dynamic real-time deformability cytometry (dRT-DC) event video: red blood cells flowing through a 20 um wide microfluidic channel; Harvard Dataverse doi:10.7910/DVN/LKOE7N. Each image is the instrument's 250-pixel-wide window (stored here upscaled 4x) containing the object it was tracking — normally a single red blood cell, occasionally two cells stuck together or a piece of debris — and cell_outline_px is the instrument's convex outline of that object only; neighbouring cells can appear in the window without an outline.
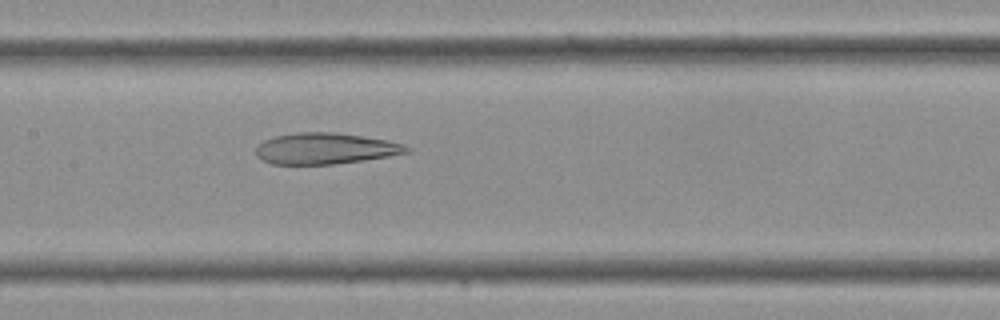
{"species": "Egyptian fruit bat (a non-hibernating species)", "species_latin": "Rousettus aegyptiacus", "temperature_condition": "cold", "stored_images_in_passage": 36, "camera_frame_rate_fps": 3000, "um_per_image_px": 0.085, "frame": {"image": 1, "passage_image": 17, "time_ms": 5.333, "image_size_px": [1000, 320], "cell_outline_px": [[412, 152], [364, 160], [332, 164], [272, 164], [256, 156], [256, 148], [264, 140], [276, 136], [296, 132], [336, 132], [388, 140], [404, 144], [412, 148]], "centroid_in_image_um": [27.7, 12.62], "position_along_channel_um": 179.7, "area_um2": 27.4}}
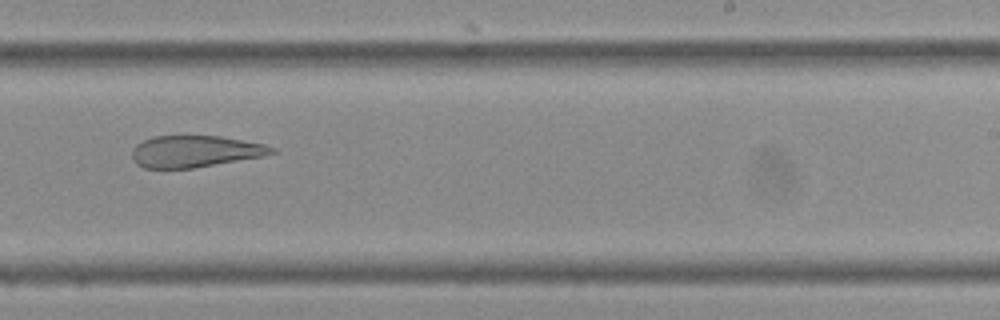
{"frame": {"image": 2, "passage_image": 22, "time_ms": 7.0, "image_size_px": [1000, 320], "cell_outline_px": [[280, 152], [264, 156], [192, 168], [144, 168], [136, 164], [132, 160], [132, 148], [136, 144], [152, 136], [220, 136], [264, 144], [276, 148]], "centroid_in_image_um": [16.58, 12.87], "position_along_channel_um": 272.4, "area_um2": 25.89}}
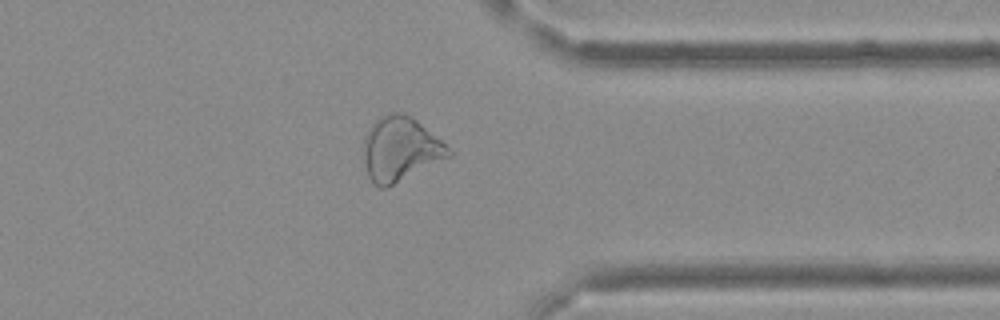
{"frame": {"image": 3, "passage_image": 28, "time_ms": 9.0, "image_size_px": [1000, 320], "cell_outline_px": [[452, 156], [384, 188], [380, 188], [368, 176], [364, 160], [364, 136], [368, 128], [376, 120], [392, 112], [404, 112], [416, 120], [440, 140], [452, 152]], "centroid_in_image_um": [34.01, 12.66], "position_along_channel_um": 377.4, "area_um2": 31.21}}